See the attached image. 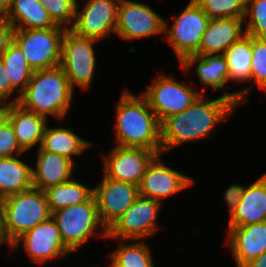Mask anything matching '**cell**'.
Instances as JSON below:
<instances>
[{
  "label": "cell",
  "instance_id": "1",
  "mask_svg": "<svg viewBox=\"0 0 266 267\" xmlns=\"http://www.w3.org/2000/svg\"><path fill=\"white\" fill-rule=\"evenodd\" d=\"M251 88L226 92L214 100L201 93L187 109L165 118L160 124L162 154L184 142L210 137L216 124L231 116L235 108L246 101Z\"/></svg>",
  "mask_w": 266,
  "mask_h": 267
},
{
  "label": "cell",
  "instance_id": "2",
  "mask_svg": "<svg viewBox=\"0 0 266 267\" xmlns=\"http://www.w3.org/2000/svg\"><path fill=\"white\" fill-rule=\"evenodd\" d=\"M116 107V142L119 146L140 147L162 154L161 123L146 99L125 90Z\"/></svg>",
  "mask_w": 266,
  "mask_h": 267
},
{
  "label": "cell",
  "instance_id": "3",
  "mask_svg": "<svg viewBox=\"0 0 266 267\" xmlns=\"http://www.w3.org/2000/svg\"><path fill=\"white\" fill-rule=\"evenodd\" d=\"M74 89L61 66L34 71L18 105L36 114L62 120L71 106Z\"/></svg>",
  "mask_w": 266,
  "mask_h": 267
},
{
  "label": "cell",
  "instance_id": "4",
  "mask_svg": "<svg viewBox=\"0 0 266 267\" xmlns=\"http://www.w3.org/2000/svg\"><path fill=\"white\" fill-rule=\"evenodd\" d=\"M2 204L4 229L11 244L52 216L45 191L34 187L2 199Z\"/></svg>",
  "mask_w": 266,
  "mask_h": 267
},
{
  "label": "cell",
  "instance_id": "5",
  "mask_svg": "<svg viewBox=\"0 0 266 267\" xmlns=\"http://www.w3.org/2000/svg\"><path fill=\"white\" fill-rule=\"evenodd\" d=\"M64 245L76 251L91 236L97 233V226L103 230L101 237H107V229L100 221L94 195L86 202L61 208L52 213Z\"/></svg>",
  "mask_w": 266,
  "mask_h": 267
},
{
  "label": "cell",
  "instance_id": "6",
  "mask_svg": "<svg viewBox=\"0 0 266 267\" xmlns=\"http://www.w3.org/2000/svg\"><path fill=\"white\" fill-rule=\"evenodd\" d=\"M66 28L15 29L13 42L21 49L28 64L36 70L61 64L62 38Z\"/></svg>",
  "mask_w": 266,
  "mask_h": 267
},
{
  "label": "cell",
  "instance_id": "7",
  "mask_svg": "<svg viewBox=\"0 0 266 267\" xmlns=\"http://www.w3.org/2000/svg\"><path fill=\"white\" fill-rule=\"evenodd\" d=\"M95 39L81 37L66 29L62 38L61 64L73 89L75 85L88 89L96 69Z\"/></svg>",
  "mask_w": 266,
  "mask_h": 267
},
{
  "label": "cell",
  "instance_id": "8",
  "mask_svg": "<svg viewBox=\"0 0 266 267\" xmlns=\"http://www.w3.org/2000/svg\"><path fill=\"white\" fill-rule=\"evenodd\" d=\"M172 18L174 22L171 27L164 21V33H166L164 38L173 47L181 63L187 56L194 55L198 51L210 18L194 0H190L183 11Z\"/></svg>",
  "mask_w": 266,
  "mask_h": 267
},
{
  "label": "cell",
  "instance_id": "9",
  "mask_svg": "<svg viewBox=\"0 0 266 267\" xmlns=\"http://www.w3.org/2000/svg\"><path fill=\"white\" fill-rule=\"evenodd\" d=\"M141 95L161 123L165 118L187 109L201 94L191 85L159 73Z\"/></svg>",
  "mask_w": 266,
  "mask_h": 267
},
{
  "label": "cell",
  "instance_id": "10",
  "mask_svg": "<svg viewBox=\"0 0 266 267\" xmlns=\"http://www.w3.org/2000/svg\"><path fill=\"white\" fill-rule=\"evenodd\" d=\"M162 203L139 195L134 203L107 230V238L140 240L154 235L160 227L157 222Z\"/></svg>",
  "mask_w": 266,
  "mask_h": 267
},
{
  "label": "cell",
  "instance_id": "11",
  "mask_svg": "<svg viewBox=\"0 0 266 267\" xmlns=\"http://www.w3.org/2000/svg\"><path fill=\"white\" fill-rule=\"evenodd\" d=\"M120 0H87L82 11L76 4L74 25L70 28L81 37L103 40L116 33Z\"/></svg>",
  "mask_w": 266,
  "mask_h": 267
},
{
  "label": "cell",
  "instance_id": "12",
  "mask_svg": "<svg viewBox=\"0 0 266 267\" xmlns=\"http://www.w3.org/2000/svg\"><path fill=\"white\" fill-rule=\"evenodd\" d=\"M21 243L31 261L39 262L40 264L71 253L64 245L52 216L19 236L12 243L11 250L19 248Z\"/></svg>",
  "mask_w": 266,
  "mask_h": 267
},
{
  "label": "cell",
  "instance_id": "13",
  "mask_svg": "<svg viewBox=\"0 0 266 267\" xmlns=\"http://www.w3.org/2000/svg\"><path fill=\"white\" fill-rule=\"evenodd\" d=\"M93 195L100 221L108 230L137 199L139 188L135 184L104 175L102 182L93 188Z\"/></svg>",
  "mask_w": 266,
  "mask_h": 267
},
{
  "label": "cell",
  "instance_id": "14",
  "mask_svg": "<svg viewBox=\"0 0 266 267\" xmlns=\"http://www.w3.org/2000/svg\"><path fill=\"white\" fill-rule=\"evenodd\" d=\"M156 155L155 151L146 148L116 145L108 157L103 156L104 175L139 186L147 166Z\"/></svg>",
  "mask_w": 266,
  "mask_h": 267
},
{
  "label": "cell",
  "instance_id": "15",
  "mask_svg": "<svg viewBox=\"0 0 266 267\" xmlns=\"http://www.w3.org/2000/svg\"><path fill=\"white\" fill-rule=\"evenodd\" d=\"M132 0H120L116 33L121 39H141L164 33V19L151 7Z\"/></svg>",
  "mask_w": 266,
  "mask_h": 267
},
{
  "label": "cell",
  "instance_id": "16",
  "mask_svg": "<svg viewBox=\"0 0 266 267\" xmlns=\"http://www.w3.org/2000/svg\"><path fill=\"white\" fill-rule=\"evenodd\" d=\"M161 154H157L146 168L138 186L139 195L154 199L162 203V198L170 197L191 185L194 180L176 171L161 161Z\"/></svg>",
  "mask_w": 266,
  "mask_h": 267
},
{
  "label": "cell",
  "instance_id": "17",
  "mask_svg": "<svg viewBox=\"0 0 266 267\" xmlns=\"http://www.w3.org/2000/svg\"><path fill=\"white\" fill-rule=\"evenodd\" d=\"M230 245L237 267H243L266 252V221L228 228Z\"/></svg>",
  "mask_w": 266,
  "mask_h": 267
},
{
  "label": "cell",
  "instance_id": "18",
  "mask_svg": "<svg viewBox=\"0 0 266 267\" xmlns=\"http://www.w3.org/2000/svg\"><path fill=\"white\" fill-rule=\"evenodd\" d=\"M243 20L239 18L210 19L207 29L202 35L198 51L194 55H223L230 45L246 34L242 27Z\"/></svg>",
  "mask_w": 266,
  "mask_h": 267
},
{
  "label": "cell",
  "instance_id": "19",
  "mask_svg": "<svg viewBox=\"0 0 266 267\" xmlns=\"http://www.w3.org/2000/svg\"><path fill=\"white\" fill-rule=\"evenodd\" d=\"M229 220L228 228L266 221V173L245 188Z\"/></svg>",
  "mask_w": 266,
  "mask_h": 267
},
{
  "label": "cell",
  "instance_id": "20",
  "mask_svg": "<svg viewBox=\"0 0 266 267\" xmlns=\"http://www.w3.org/2000/svg\"><path fill=\"white\" fill-rule=\"evenodd\" d=\"M36 162V168H32L33 187L43 191L71 180L76 165L68 157L44 150H37Z\"/></svg>",
  "mask_w": 266,
  "mask_h": 267
},
{
  "label": "cell",
  "instance_id": "21",
  "mask_svg": "<svg viewBox=\"0 0 266 267\" xmlns=\"http://www.w3.org/2000/svg\"><path fill=\"white\" fill-rule=\"evenodd\" d=\"M8 122L11 124L20 147L26 152L40 147L47 118L23 109L17 103L8 104Z\"/></svg>",
  "mask_w": 266,
  "mask_h": 267
},
{
  "label": "cell",
  "instance_id": "22",
  "mask_svg": "<svg viewBox=\"0 0 266 267\" xmlns=\"http://www.w3.org/2000/svg\"><path fill=\"white\" fill-rule=\"evenodd\" d=\"M196 66V74L199 82L205 87H211L216 91L226 87L228 83V65L222 54L189 55L181 63L183 70L187 71Z\"/></svg>",
  "mask_w": 266,
  "mask_h": 267
},
{
  "label": "cell",
  "instance_id": "23",
  "mask_svg": "<svg viewBox=\"0 0 266 267\" xmlns=\"http://www.w3.org/2000/svg\"><path fill=\"white\" fill-rule=\"evenodd\" d=\"M19 157L0 158V199L33 187L32 168Z\"/></svg>",
  "mask_w": 266,
  "mask_h": 267
},
{
  "label": "cell",
  "instance_id": "24",
  "mask_svg": "<svg viewBox=\"0 0 266 267\" xmlns=\"http://www.w3.org/2000/svg\"><path fill=\"white\" fill-rule=\"evenodd\" d=\"M5 15L15 29H47L57 26L39 0H14Z\"/></svg>",
  "mask_w": 266,
  "mask_h": 267
},
{
  "label": "cell",
  "instance_id": "25",
  "mask_svg": "<svg viewBox=\"0 0 266 267\" xmlns=\"http://www.w3.org/2000/svg\"><path fill=\"white\" fill-rule=\"evenodd\" d=\"M91 145L93 144L76 135L71 129L64 127L49 128L46 125L38 150L62 155L73 160L74 155H82Z\"/></svg>",
  "mask_w": 266,
  "mask_h": 267
},
{
  "label": "cell",
  "instance_id": "26",
  "mask_svg": "<svg viewBox=\"0 0 266 267\" xmlns=\"http://www.w3.org/2000/svg\"><path fill=\"white\" fill-rule=\"evenodd\" d=\"M228 65V81L251 80L252 36L245 34L223 53Z\"/></svg>",
  "mask_w": 266,
  "mask_h": 267
},
{
  "label": "cell",
  "instance_id": "27",
  "mask_svg": "<svg viewBox=\"0 0 266 267\" xmlns=\"http://www.w3.org/2000/svg\"><path fill=\"white\" fill-rule=\"evenodd\" d=\"M0 58L7 69L8 79L11 81L12 88L18 91V96H16L14 100L8 102V104L18 103L20 94L27 87L34 70L28 64L21 49L14 42L7 47Z\"/></svg>",
  "mask_w": 266,
  "mask_h": 267
},
{
  "label": "cell",
  "instance_id": "28",
  "mask_svg": "<svg viewBox=\"0 0 266 267\" xmlns=\"http://www.w3.org/2000/svg\"><path fill=\"white\" fill-rule=\"evenodd\" d=\"M44 191L51 213L61 208L86 202L93 195L92 188L73 179L48 187Z\"/></svg>",
  "mask_w": 266,
  "mask_h": 267
},
{
  "label": "cell",
  "instance_id": "29",
  "mask_svg": "<svg viewBox=\"0 0 266 267\" xmlns=\"http://www.w3.org/2000/svg\"><path fill=\"white\" fill-rule=\"evenodd\" d=\"M116 241L121 243L110 255L112 260L108 267H155L150 249L144 242L129 240L135 243L124 244L127 240Z\"/></svg>",
  "mask_w": 266,
  "mask_h": 267
},
{
  "label": "cell",
  "instance_id": "30",
  "mask_svg": "<svg viewBox=\"0 0 266 267\" xmlns=\"http://www.w3.org/2000/svg\"><path fill=\"white\" fill-rule=\"evenodd\" d=\"M210 18L245 19L246 0H194Z\"/></svg>",
  "mask_w": 266,
  "mask_h": 267
},
{
  "label": "cell",
  "instance_id": "31",
  "mask_svg": "<svg viewBox=\"0 0 266 267\" xmlns=\"http://www.w3.org/2000/svg\"><path fill=\"white\" fill-rule=\"evenodd\" d=\"M247 16H249L247 21ZM245 33L256 37L266 38V0H246Z\"/></svg>",
  "mask_w": 266,
  "mask_h": 267
},
{
  "label": "cell",
  "instance_id": "32",
  "mask_svg": "<svg viewBox=\"0 0 266 267\" xmlns=\"http://www.w3.org/2000/svg\"><path fill=\"white\" fill-rule=\"evenodd\" d=\"M52 21L70 29L75 22L77 0H39ZM73 22V23H72ZM71 24V25H68Z\"/></svg>",
  "mask_w": 266,
  "mask_h": 267
},
{
  "label": "cell",
  "instance_id": "33",
  "mask_svg": "<svg viewBox=\"0 0 266 267\" xmlns=\"http://www.w3.org/2000/svg\"><path fill=\"white\" fill-rule=\"evenodd\" d=\"M251 81L266 90V38L252 36Z\"/></svg>",
  "mask_w": 266,
  "mask_h": 267
},
{
  "label": "cell",
  "instance_id": "34",
  "mask_svg": "<svg viewBox=\"0 0 266 267\" xmlns=\"http://www.w3.org/2000/svg\"><path fill=\"white\" fill-rule=\"evenodd\" d=\"M25 151L20 147L11 124L7 121L0 129V158L21 156Z\"/></svg>",
  "mask_w": 266,
  "mask_h": 267
},
{
  "label": "cell",
  "instance_id": "35",
  "mask_svg": "<svg viewBox=\"0 0 266 267\" xmlns=\"http://www.w3.org/2000/svg\"><path fill=\"white\" fill-rule=\"evenodd\" d=\"M15 28L5 14L0 13V56L6 51L7 47L13 42Z\"/></svg>",
  "mask_w": 266,
  "mask_h": 267
},
{
  "label": "cell",
  "instance_id": "36",
  "mask_svg": "<svg viewBox=\"0 0 266 267\" xmlns=\"http://www.w3.org/2000/svg\"><path fill=\"white\" fill-rule=\"evenodd\" d=\"M245 187L243 185L233 184L230 185L225 193H224V200L229 206V213L230 215L235 210V208L240 203V200L242 199L243 193H244Z\"/></svg>",
  "mask_w": 266,
  "mask_h": 267
},
{
  "label": "cell",
  "instance_id": "37",
  "mask_svg": "<svg viewBox=\"0 0 266 267\" xmlns=\"http://www.w3.org/2000/svg\"><path fill=\"white\" fill-rule=\"evenodd\" d=\"M16 93L12 88L11 81L8 79L7 69L4 62L0 58V103H7L6 99L12 97V94Z\"/></svg>",
  "mask_w": 266,
  "mask_h": 267
},
{
  "label": "cell",
  "instance_id": "38",
  "mask_svg": "<svg viewBox=\"0 0 266 267\" xmlns=\"http://www.w3.org/2000/svg\"><path fill=\"white\" fill-rule=\"evenodd\" d=\"M8 243L10 245V248L12 244L10 243L5 229H4V212H3V204H2V199H0V245Z\"/></svg>",
  "mask_w": 266,
  "mask_h": 267
},
{
  "label": "cell",
  "instance_id": "39",
  "mask_svg": "<svg viewBox=\"0 0 266 267\" xmlns=\"http://www.w3.org/2000/svg\"><path fill=\"white\" fill-rule=\"evenodd\" d=\"M243 267H266V252Z\"/></svg>",
  "mask_w": 266,
  "mask_h": 267
},
{
  "label": "cell",
  "instance_id": "40",
  "mask_svg": "<svg viewBox=\"0 0 266 267\" xmlns=\"http://www.w3.org/2000/svg\"><path fill=\"white\" fill-rule=\"evenodd\" d=\"M8 121V103H0V129Z\"/></svg>",
  "mask_w": 266,
  "mask_h": 267
},
{
  "label": "cell",
  "instance_id": "41",
  "mask_svg": "<svg viewBox=\"0 0 266 267\" xmlns=\"http://www.w3.org/2000/svg\"><path fill=\"white\" fill-rule=\"evenodd\" d=\"M14 0H0V13L6 14Z\"/></svg>",
  "mask_w": 266,
  "mask_h": 267
}]
</instances>
